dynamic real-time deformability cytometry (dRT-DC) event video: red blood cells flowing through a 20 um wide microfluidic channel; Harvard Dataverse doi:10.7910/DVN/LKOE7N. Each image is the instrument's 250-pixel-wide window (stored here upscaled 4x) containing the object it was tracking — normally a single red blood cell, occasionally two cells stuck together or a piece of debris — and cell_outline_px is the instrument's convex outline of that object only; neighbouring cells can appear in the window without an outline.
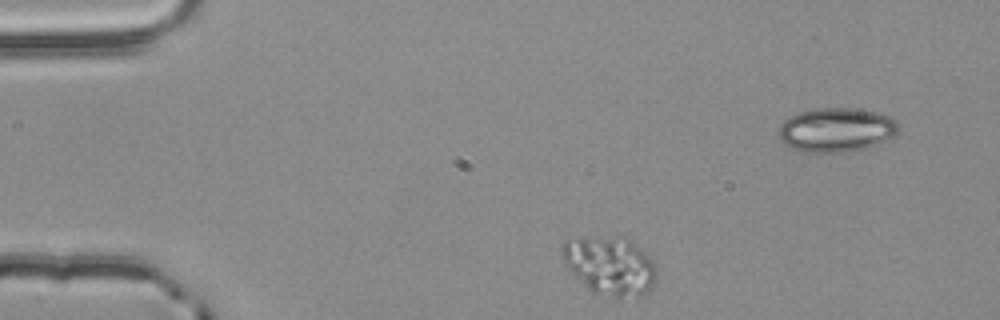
{"species": "common noctule bat (a hibernating species)", "species_latin": "Nyctalus noctula", "temperature_condition": "room temperature", "stored_images_in_passage": 3, "camera_frame_rate_fps": 3000, "um_per_image_px": 0.085, "animal": {"sex": "male", "body_mass_g": 20.4}, "frame": {"image": 1, "passage_image": 1, "time_ms": 0.0, "image_size_px": [1000, 320], "cell_outline_px": [[656, 276], [652, 288], [648, 292], [640, 296], [620, 300], [616, 300], [592, 292], [564, 264], [560, 248], [560, 244], [564, 240], [580, 236], [628, 240], [648, 256], [652, 260], [656, 268]], "centroid_in_image_um": [51.81, 22.64], "position_along_channel_um": 33.2, "area_um2": 32.25}}